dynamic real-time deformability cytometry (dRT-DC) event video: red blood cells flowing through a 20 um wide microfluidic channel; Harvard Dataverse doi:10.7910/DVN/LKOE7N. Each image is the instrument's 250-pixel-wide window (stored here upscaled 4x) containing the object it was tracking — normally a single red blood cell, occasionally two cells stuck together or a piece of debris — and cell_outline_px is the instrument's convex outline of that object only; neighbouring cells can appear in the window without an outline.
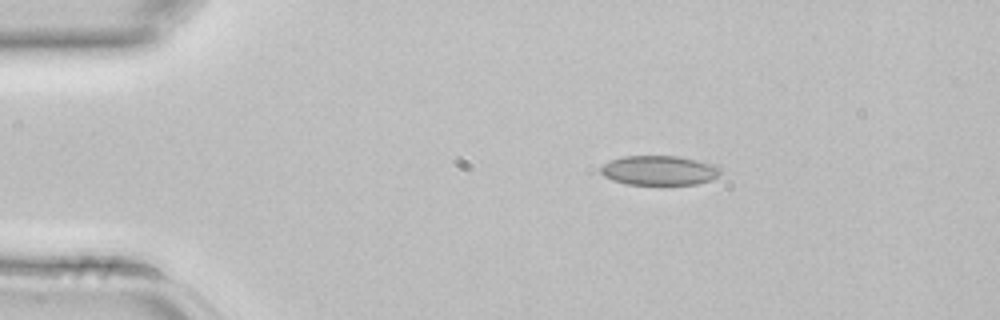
{"species": "common noctule bat (a hibernating species)", "species_latin": "Nyctalus noctula", "temperature_condition": "room temperature", "stored_images_in_passage": 3, "segment_of_instrument_passage": [1, 2], "camera_frame_rate_fps": 3000, "um_per_image_px": 0.085, "animal": {"sex": "female", "body_mass_g": 22.7, "forearm_length_mm": 54.2}, "frame": {"image": 1, "passage_image": 2, "time_ms": 0.333, "image_size_px": [1000, 320], "cell_outline_px": [[720, 172], [716, 176], [708, 180], [696, 184], [624, 184], [612, 180], [604, 176], [600, 172], [600, 168], [604, 164], [612, 160], [624, 156], [680, 156], [716, 164], [720, 168]], "centroid_in_image_um": [56.02, 14.47], "position_along_channel_um": 29.0, "area_um2": 20.52}}